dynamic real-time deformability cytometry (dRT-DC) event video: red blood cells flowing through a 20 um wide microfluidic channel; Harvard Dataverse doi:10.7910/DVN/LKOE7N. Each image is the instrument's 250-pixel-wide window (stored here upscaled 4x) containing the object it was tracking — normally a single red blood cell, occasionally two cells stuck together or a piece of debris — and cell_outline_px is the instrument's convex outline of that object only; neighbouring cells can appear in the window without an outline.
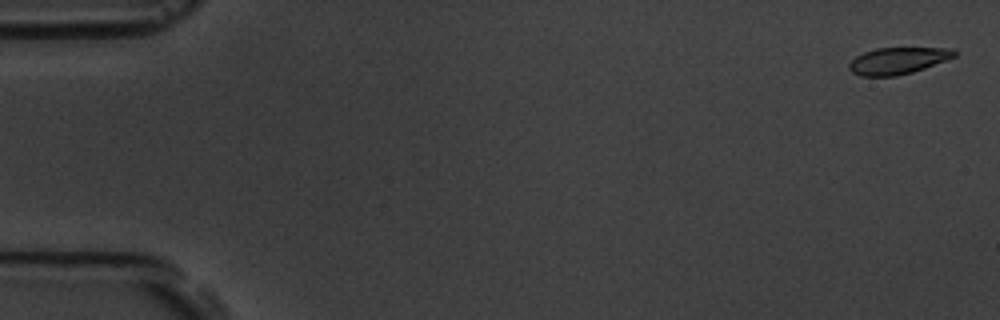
{"species": "common noctule bat (a hibernating species)", "species_latin": "Nyctalus noctula", "temperature_condition": "room temperature", "stored_images_in_passage": 3, "camera_frame_rate_fps": 3000, "um_per_image_px": 0.085, "animal": {"sex": "male", "body_mass_g": 19.5, "forearm_length_mm": 54.6}, "frame": {"image": 1, "passage_image": 1, "time_ms": 0.0, "image_size_px": [1000, 320], "cell_outline_px": [[956, 56], [924, 68], [912, 72], [896, 76], [860, 76], [852, 72], [848, 68], [848, 64], [856, 56], [864, 52], [876, 48], [952, 48], [956, 52]], "centroid_in_image_um": [76.29, 5.16], "position_along_channel_um": 8.7, "area_um2": 16.3}}